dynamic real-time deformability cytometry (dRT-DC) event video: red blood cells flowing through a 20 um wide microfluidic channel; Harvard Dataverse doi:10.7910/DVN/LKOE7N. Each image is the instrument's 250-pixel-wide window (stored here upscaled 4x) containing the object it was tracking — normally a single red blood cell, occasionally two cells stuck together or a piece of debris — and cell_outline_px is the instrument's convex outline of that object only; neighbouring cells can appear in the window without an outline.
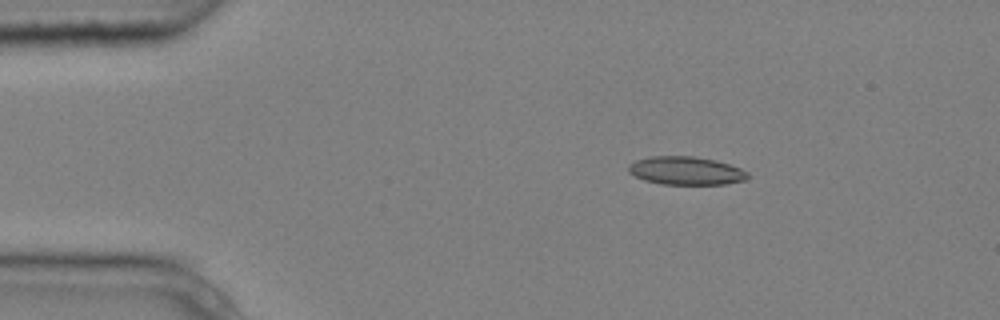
{"species": "common noctule bat (a hibernating species)", "species_latin": "Nyctalus noctula", "temperature_condition": "cold", "stored_images_in_passage": 4, "camera_frame_rate_fps": 3000, "um_per_image_px": 0.085, "animal": {"sex": "male", "body_mass_g": 20.4}, "frame": {"image": 1, "passage_image": 2, "time_ms": 0.333, "image_size_px": [1000, 320], "cell_outline_px": [[748, 180], [724, 184], [660, 184], [644, 180], [628, 172], [628, 164], [636, 160], [648, 156], [696, 156], [716, 160], [740, 168], [748, 172]], "centroid_in_image_um": [58.3, 14.5], "position_along_channel_um": 26.7, "area_um2": 19.77}}